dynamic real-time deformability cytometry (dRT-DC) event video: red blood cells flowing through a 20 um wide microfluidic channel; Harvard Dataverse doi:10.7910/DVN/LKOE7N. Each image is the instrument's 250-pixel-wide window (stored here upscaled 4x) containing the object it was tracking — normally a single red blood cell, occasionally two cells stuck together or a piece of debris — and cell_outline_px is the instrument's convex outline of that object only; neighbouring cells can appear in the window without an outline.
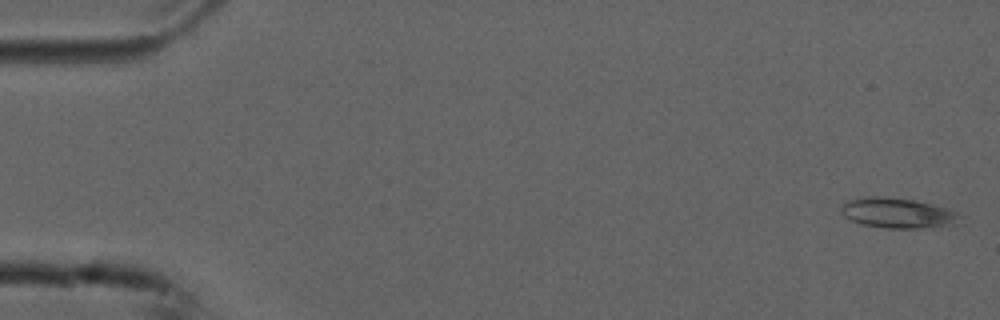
{"species": "common noctule bat (a hibernating species)", "species_latin": "Nyctalus noctula", "temperature_condition": "cold", "stored_images_in_passage": 5, "camera_frame_rate_fps": 3000, "um_per_image_px": 0.085, "animal": {"sex": "male", "forearm_length_mm": 52.5}, "frame": {"image": 1, "passage_image": 1, "time_ms": 0.0, "image_size_px": [1000, 320], "cell_outline_px": [[964, 216], [956, 224], [920, 228], [884, 228], [860, 224], [844, 216], [840, 212], [840, 208], [848, 200], [868, 196], [884, 196], [912, 200], [948, 208], [960, 212]], "centroid_in_image_um": [76.33, 18.11], "position_along_channel_um": 8.7, "area_um2": 21.04}}
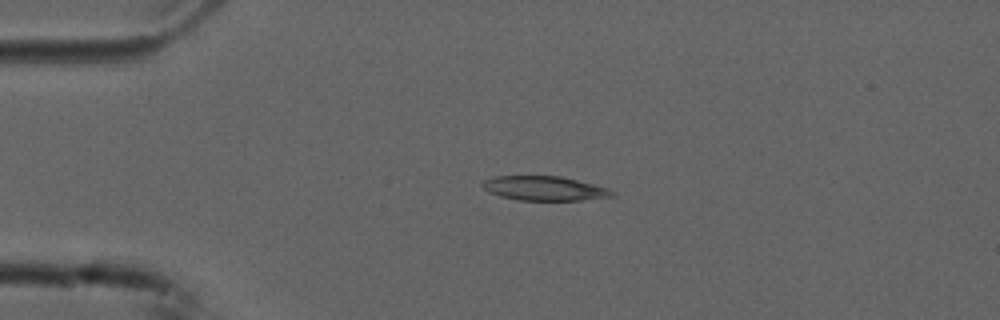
{"frame": {"image": 2, "passage_image": 4, "time_ms": 1.0, "image_size_px": [1000, 320], "cell_outline_px": [[616, 196], [580, 200], [516, 200], [500, 196], [488, 192], [480, 184], [484, 180], [492, 176], [560, 176], [608, 188], [616, 192]], "centroid_in_image_um": [46.25, 16.01], "position_along_channel_um": 38.7, "area_um2": 18.44}}